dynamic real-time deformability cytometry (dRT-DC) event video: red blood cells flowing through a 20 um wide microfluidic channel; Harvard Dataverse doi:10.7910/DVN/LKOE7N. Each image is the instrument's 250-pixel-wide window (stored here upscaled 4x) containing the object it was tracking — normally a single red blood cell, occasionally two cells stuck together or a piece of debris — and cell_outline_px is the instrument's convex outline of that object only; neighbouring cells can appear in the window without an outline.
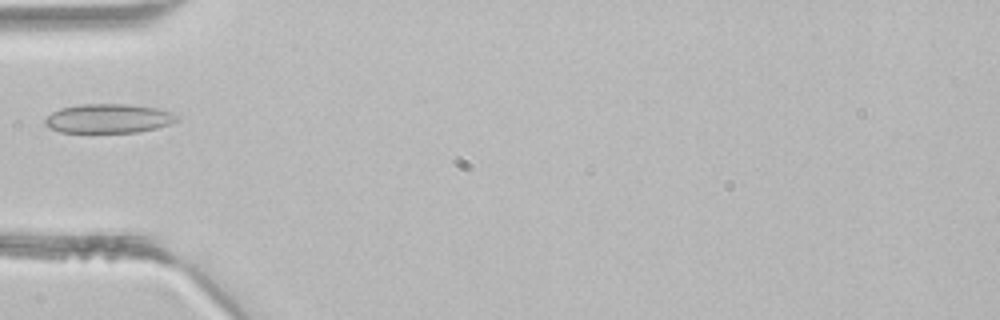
{"species": "common noctule bat (a hibernating species)", "species_latin": "Nyctalus noctula", "temperature_condition": "room temperature", "stored_images_in_passage": 3, "camera_frame_rate_fps": 3000, "um_per_image_px": 0.085, "animal": {"sex": "male", "body_mass_g": 21.5, "forearm_length_mm": 52.0}, "frame": {"image": 1, "passage_image": 3, "time_ms": 0.667, "image_size_px": [1000, 320], "cell_outline_px": [[180, 120], [156, 128], [136, 132], [60, 132], [48, 128], [44, 124], [44, 120], [52, 112], [60, 108], [80, 104], [128, 104], [156, 108], [172, 112], [180, 116]], "centroid_in_image_um": [9.22, 10.07], "position_along_channel_um": 75.8, "area_um2": 22.48}}